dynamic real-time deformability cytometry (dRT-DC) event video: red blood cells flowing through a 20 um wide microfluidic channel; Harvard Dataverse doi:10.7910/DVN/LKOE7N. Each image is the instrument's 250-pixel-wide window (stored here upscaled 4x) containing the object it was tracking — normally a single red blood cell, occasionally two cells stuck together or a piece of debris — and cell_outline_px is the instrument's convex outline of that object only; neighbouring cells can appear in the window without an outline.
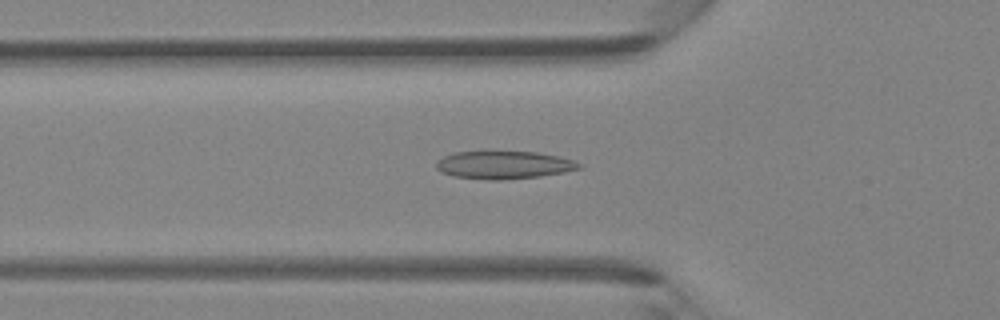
{"species": "Egyptian fruit bat (a non-hibernating species)", "species_latin": "Rousettus aegyptiacus", "temperature_condition": "room temperature", "stored_images_in_passage": 46, "camera_frame_rate_fps": 3000, "um_per_image_px": 0.085, "animal": {"sex": "female"}, "frame": {"image": 1, "passage_image": 16, "time_ms": 5.0, "image_size_px": [1000, 320], "cell_outline_px": [[584, 168], [564, 172], [540, 176], [500, 180], [488, 180], [452, 176], [440, 172], [436, 168], [436, 164], [444, 156], [456, 152], [536, 152], [560, 156], [584, 164]], "centroid_in_image_um": [42.87, 14.03], "position_along_channel_um": 82.9, "area_um2": 23.18}}
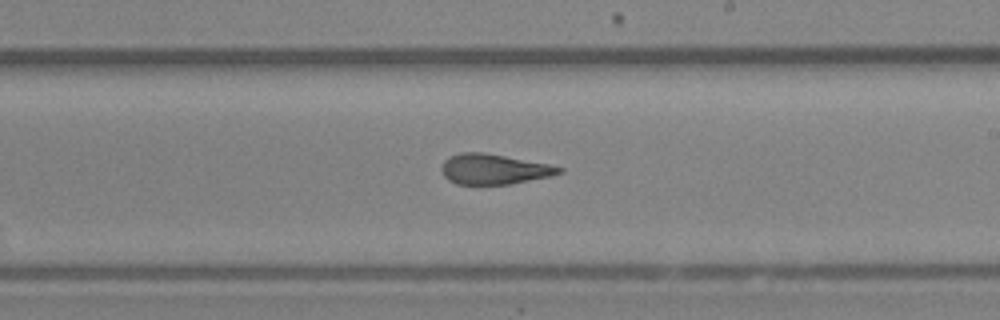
{"frame": {"image": 2, "passage_image": 27, "time_ms": 8.667, "image_size_px": [1000, 320], "cell_outline_px": [[564, 172], [552, 176], [508, 184], [456, 184], [448, 180], [444, 176], [440, 168], [444, 160], [448, 156], [460, 152], [484, 152], [552, 164], [564, 168]], "centroid_in_image_um": [42.0, 14.36], "position_along_channel_um": 247.0, "area_um2": 21.04}}
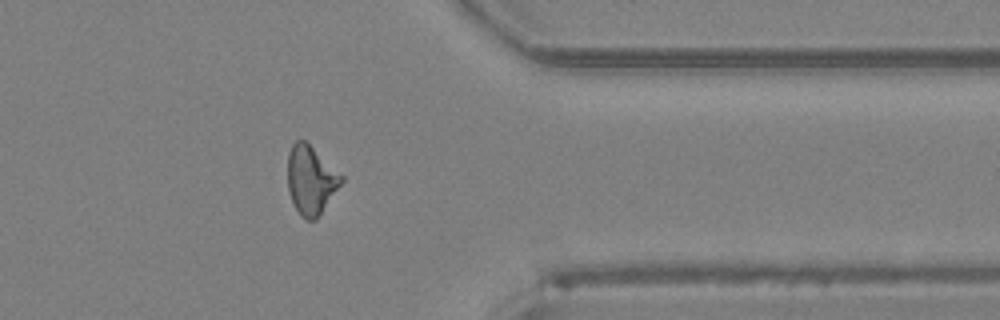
{"frame": {"image": 3, "passage_image": 37, "time_ms": 12.0, "image_size_px": [1000, 320], "cell_outline_px": [[344, 180], [316, 220], [308, 220], [300, 216], [292, 200], [288, 188], [288, 152], [292, 144], [296, 140], [304, 140], [344, 176]], "centroid_in_image_um": [26.43, 15.3], "position_along_channel_um": 385.0, "area_um2": 21.27}}